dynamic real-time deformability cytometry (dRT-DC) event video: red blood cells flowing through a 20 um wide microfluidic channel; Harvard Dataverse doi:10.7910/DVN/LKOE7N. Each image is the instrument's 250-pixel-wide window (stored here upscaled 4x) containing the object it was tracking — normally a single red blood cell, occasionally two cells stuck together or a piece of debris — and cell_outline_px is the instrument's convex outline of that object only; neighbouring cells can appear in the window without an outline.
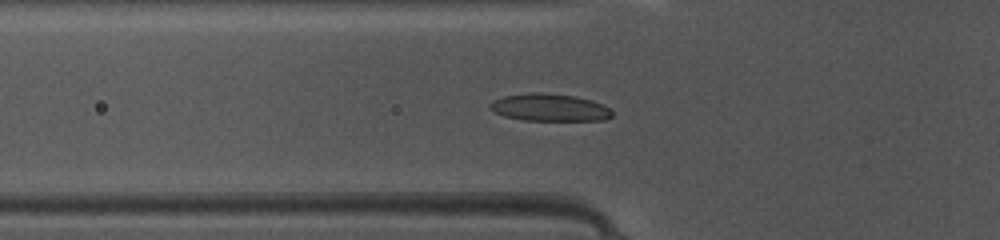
{"species": "common noctule bat (a hibernating species)", "species_latin": "Nyctalus noctula", "temperature_condition": "warm", "stored_images_in_passage": 48, "camera_frame_rate_fps": 3000, "um_per_image_px": 0.085, "animal": {"sex": "female", "body_mass_g": 10.0, "forearm_length_mm": 53.1}, "frame": {"image": 1, "passage_image": 16, "time_ms": 5.0, "image_size_px": [1000, 240], "cell_outline_px": [[612, 116], [604, 120], [524, 120], [504, 116], [488, 108], [488, 104], [492, 100], [504, 96], [532, 92], [544, 92], [576, 96], [592, 100], [604, 104], [612, 112]], "centroid_in_image_um": [46.7, 9.12], "position_along_channel_um": 79.1, "area_um2": 19.59}}
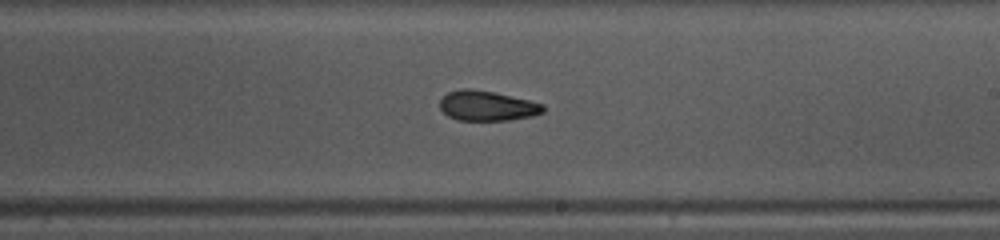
{"frame": {"image": 2, "passage_image": 28, "time_ms": 9.0, "image_size_px": [1000, 240], "cell_outline_px": [[544, 112], [532, 116], [508, 120], [456, 120], [448, 116], [440, 108], [440, 100], [448, 92], [460, 88], [468, 88], [492, 92], [528, 100], [544, 104]], "centroid_in_image_um": [41.39, 9.0], "position_along_channel_um": 247.6, "area_um2": 17.92}}
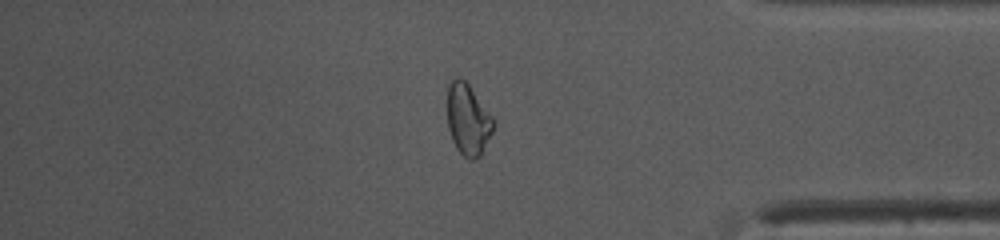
{"frame": {"image": 3, "passage_image": 40, "time_ms": 13.0, "image_size_px": [1000, 240], "cell_outline_px": [[492, 132], [480, 156], [472, 160], [468, 160], [456, 148], [452, 140], [448, 128], [448, 84], [456, 76], [460, 76], [468, 84], [492, 116]], "centroid_in_image_um": [39.75, 10.16], "position_along_channel_um": 395.5, "area_um2": 18.84}}